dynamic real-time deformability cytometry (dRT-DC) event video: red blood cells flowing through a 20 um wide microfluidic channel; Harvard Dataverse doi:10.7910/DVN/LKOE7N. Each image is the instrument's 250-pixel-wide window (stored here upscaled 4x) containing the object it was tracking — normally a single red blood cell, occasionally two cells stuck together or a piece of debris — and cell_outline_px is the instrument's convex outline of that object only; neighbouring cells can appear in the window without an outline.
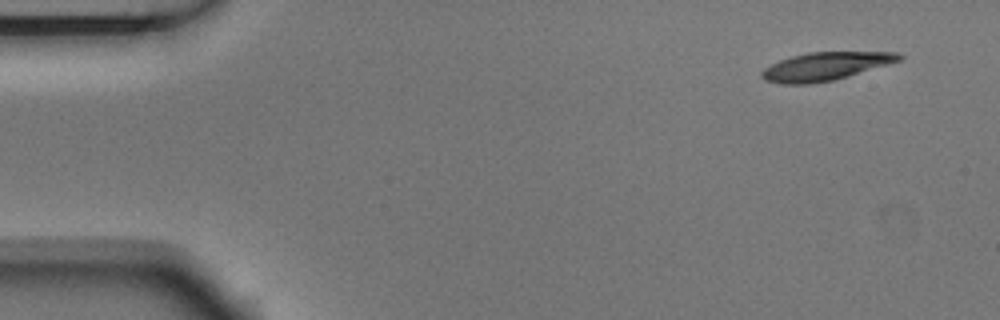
{"species": "Egyptian fruit bat (a non-hibernating species)", "species_latin": "Rousettus aegyptiacus", "temperature_condition": "room temperature", "stored_images_in_passage": 4, "camera_frame_rate_fps": 3000, "um_per_image_px": 0.085, "animal": {"sex": "male"}, "frame": {"image": 1, "passage_image": 1, "time_ms": 0.0, "image_size_px": [1000, 320], "cell_outline_px": [[904, 56], [900, 60], [888, 64], [848, 76], [832, 80], [808, 84], [784, 84], [764, 80], [760, 76], [760, 72], [764, 68], [780, 60], [792, 56], [808, 52], [896, 52]], "centroid_in_image_um": [70.12, 5.64], "position_along_channel_um": 14.9, "area_um2": 22.31}}
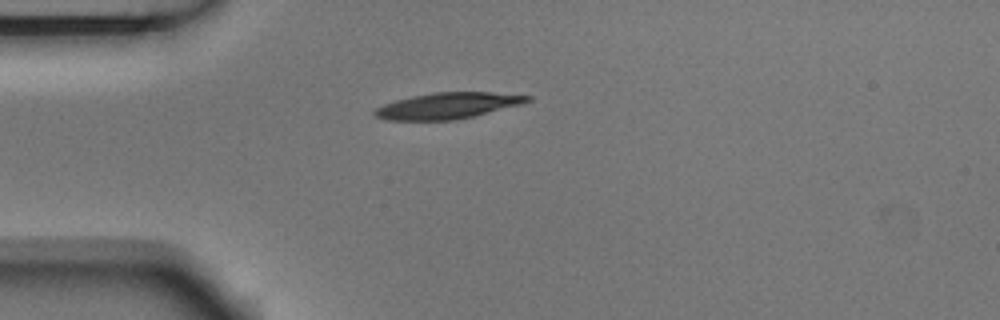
{"frame": {"image": 2, "passage_image": 4, "time_ms": 1.0, "image_size_px": [1000, 320], "cell_outline_px": [[532, 100], [520, 104], [456, 120], [384, 120], [376, 116], [372, 112], [376, 108], [384, 104], [396, 100], [412, 96], [436, 92], [492, 92], [532, 96]], "centroid_in_image_um": [38.03, 8.98], "position_along_channel_um": 47.0, "area_um2": 23.0}}